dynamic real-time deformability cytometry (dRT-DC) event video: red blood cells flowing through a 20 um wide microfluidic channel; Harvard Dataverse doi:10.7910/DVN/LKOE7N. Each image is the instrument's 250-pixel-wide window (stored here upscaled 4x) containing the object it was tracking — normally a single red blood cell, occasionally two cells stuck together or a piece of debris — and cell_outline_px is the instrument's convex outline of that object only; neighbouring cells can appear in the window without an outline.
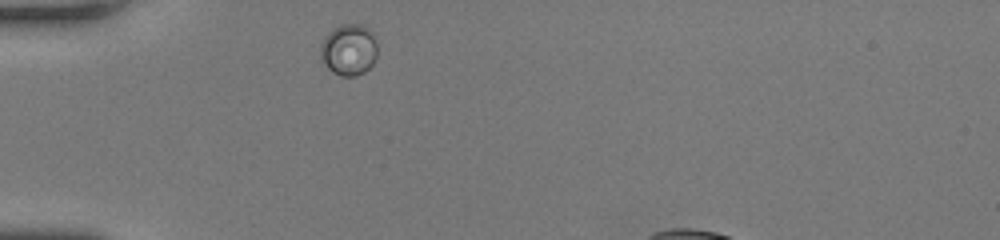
{"species": "human", "species_latin": "Homo sapiens", "temperature_condition": "room temperature", "stored_images_in_passage": 37, "camera_frame_rate_fps": 3000, "um_per_image_px": 0.085, "donor": {"sex": "female"}, "frame": {"image": 1, "passage_image": 1, "time_ms": 0.0, "image_size_px": [1000, 240], "cell_outline_px": [[376, 56], [372, 64], [364, 72], [356, 76], [340, 76], [332, 72], [328, 68], [320, 56], [320, 44], [324, 36], [332, 28], [340, 24], [360, 24], [368, 28], [372, 32], [376, 44]], "centroid_in_image_um": [29.62, 4.21], "position_along_channel_um": 55.4, "area_um2": 17.17}}
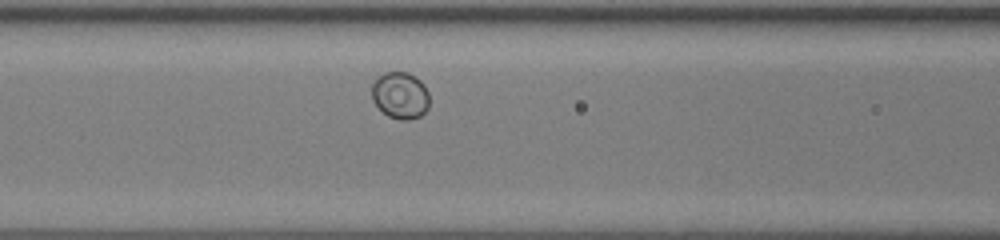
{"frame": {"image": 2, "passage_image": 9, "time_ms": 2.667, "image_size_px": [1000, 240], "cell_outline_px": [[428, 108], [420, 116], [408, 120], [400, 120], [388, 116], [372, 100], [372, 84], [384, 72], [408, 72], [420, 80], [424, 84], [428, 92]], "centroid_in_image_um": [34.03, 8.11], "position_along_channel_um": 132.6, "area_um2": 15.61}}
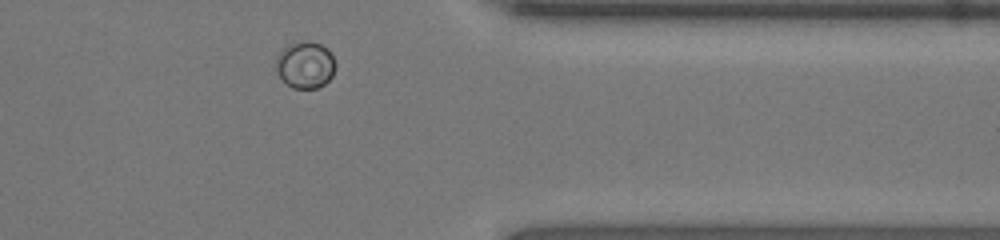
{"frame": {"image": 3, "passage_image": 31, "time_ms": 10.0, "image_size_px": [1000, 240], "cell_outline_px": [[336, 64], [332, 76], [324, 84], [316, 88], [292, 88], [276, 72], [276, 56], [288, 44], [304, 40], [320, 44], [328, 48]], "centroid_in_image_um": [25.94, 5.5], "position_along_channel_um": 385.5, "area_um2": 16.18}}